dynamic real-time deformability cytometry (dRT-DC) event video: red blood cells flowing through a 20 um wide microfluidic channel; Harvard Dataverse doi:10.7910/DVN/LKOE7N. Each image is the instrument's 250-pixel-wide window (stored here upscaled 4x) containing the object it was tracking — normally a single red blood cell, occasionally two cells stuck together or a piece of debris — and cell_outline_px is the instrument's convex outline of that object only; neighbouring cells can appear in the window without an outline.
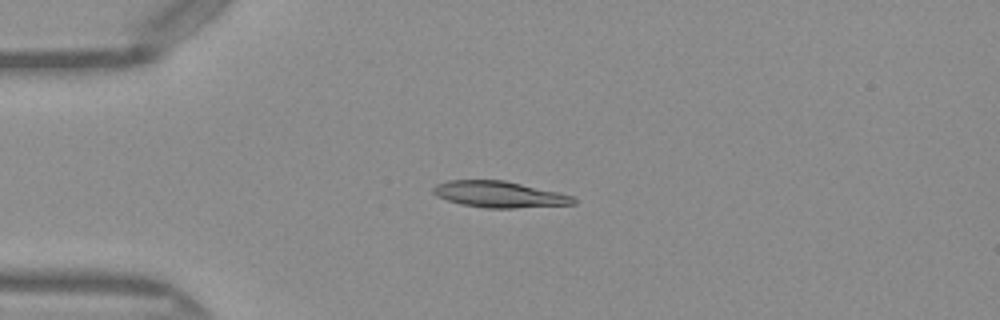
{"species": "Egyptian fruit bat (a non-hibernating species)", "species_latin": "Rousettus aegyptiacus", "temperature_condition": "warm", "stored_images_in_passage": 49, "camera_frame_rate_fps": 3000, "um_per_image_px": 0.085, "frame": {"image": 1, "passage_image": 12, "time_ms": 3.667, "image_size_px": [1000, 320], "cell_outline_px": [[576, 204], [516, 208], [484, 208], [460, 204], [436, 196], [432, 192], [432, 188], [436, 184], [448, 180], [504, 180], [560, 192], [572, 196], [576, 200]], "centroid_in_image_um": [42.43, 16.52], "position_along_channel_um": 42.6, "area_um2": 21.62}}
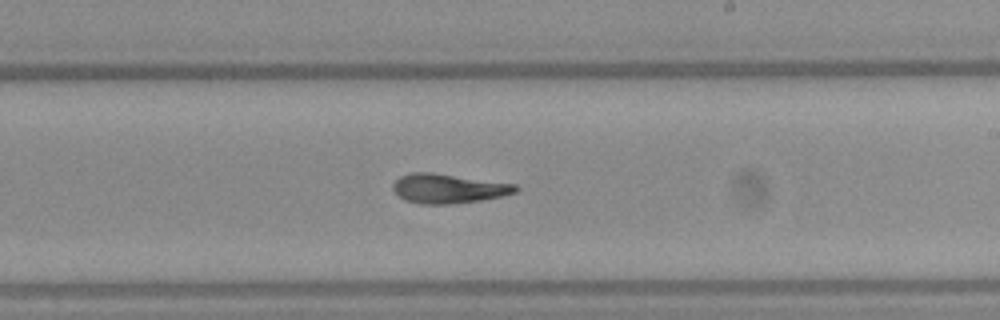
{"frame": {"image": 2, "passage_image": 29, "time_ms": 9.333, "image_size_px": [1000, 320], "cell_outline_px": [[520, 188], [516, 192], [500, 196], [480, 200], [448, 204], [420, 204], [404, 200], [392, 188], [392, 184], [400, 176], [412, 172], [432, 172], [516, 184]], "centroid_in_image_um": [38.09, 16.02], "position_along_channel_um": 250.9, "area_um2": 20.92}}
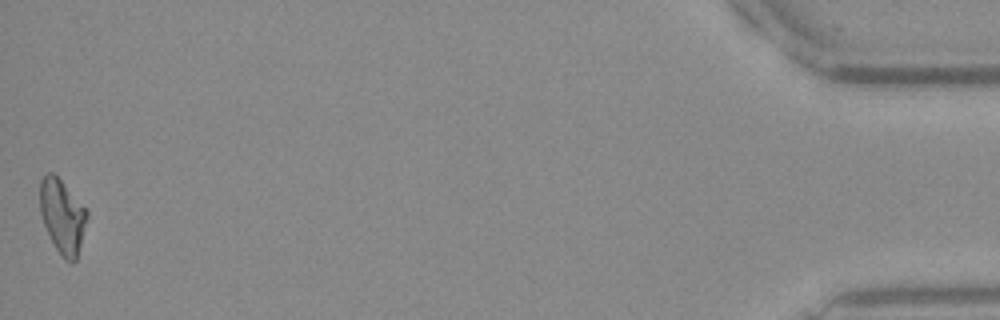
{"frame": {"image": 3, "passage_image": 49, "time_ms": 16.0, "image_size_px": [1000, 320], "cell_outline_px": [[88, 216], [76, 260], [72, 264], [64, 260], [56, 248], [44, 224], [40, 212], [40, 180], [48, 172], [52, 172], [60, 180], [88, 212]], "centroid_in_image_um": [5.29, 18.41], "position_along_channel_um": 429.9, "area_um2": 19.83}, "authors_computed_cell_mechanics": {"area_um2": 20.7502, "velocity_mm_per_s": 4.1024, "shape_relaxation_time_tau1_ms": null, "shape_relaxation_time_tau2_ms": 5.1803, "deformation_change_tau1": null, "deformation_change_tau2": 0.1404}}